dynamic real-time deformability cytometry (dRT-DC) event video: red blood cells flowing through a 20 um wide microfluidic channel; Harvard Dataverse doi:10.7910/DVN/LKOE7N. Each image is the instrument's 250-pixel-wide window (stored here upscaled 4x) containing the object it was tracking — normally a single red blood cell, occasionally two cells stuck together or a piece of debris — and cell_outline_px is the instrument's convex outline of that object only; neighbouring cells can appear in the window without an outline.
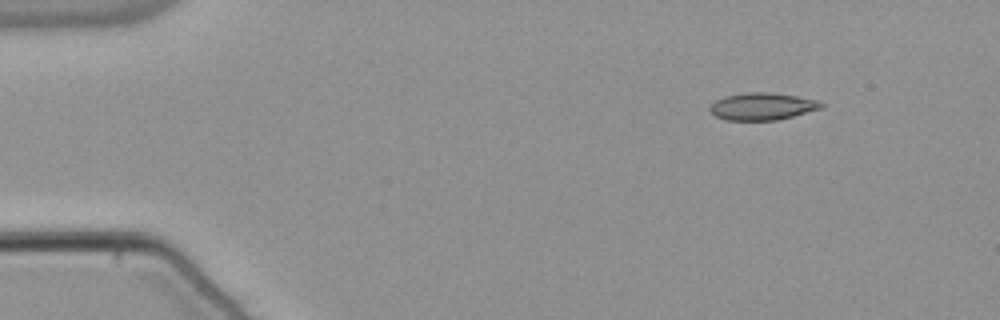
{"species": "common noctule bat (a hibernating species)", "species_latin": "Nyctalus noctula", "temperature_condition": "warm", "stored_images_in_passage": 48, "camera_frame_rate_fps": 3000, "um_per_image_px": 0.085, "animal": {"sex": "male", "body_mass_g": 21.5, "forearm_length_mm": 52.0}, "frame": {"image": 1, "passage_image": 1, "time_ms": 0.0, "image_size_px": [1000, 320], "cell_outline_px": [[824, 104], [820, 108], [792, 116], [776, 120], [728, 120], [716, 116], [708, 108], [716, 100], [724, 96], [748, 92], [768, 92], [796, 96], [820, 100]], "centroid_in_image_um": [64.79, 9.03], "position_along_channel_um": 20.2, "area_um2": 17.46}}
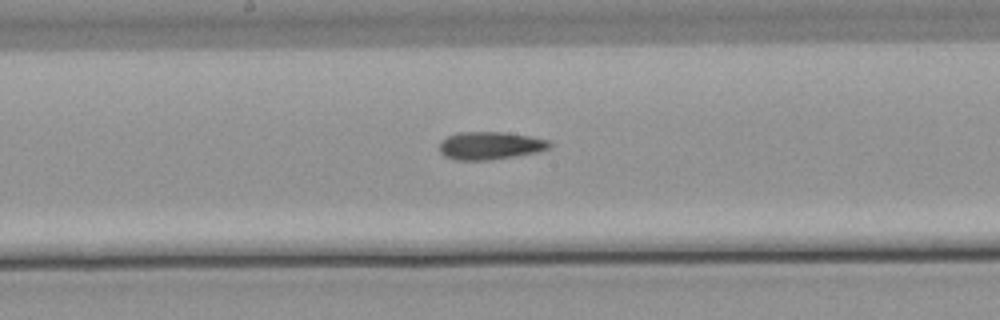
{"frame": {"image": 2, "passage_image": 23, "time_ms": 7.333, "image_size_px": [1000, 320], "cell_outline_px": [[552, 144], [548, 148], [536, 152], [516, 156], [492, 160], [456, 160], [444, 156], [440, 152], [440, 140], [456, 132], [504, 132], [528, 136], [548, 140]], "centroid_in_image_um": [41.62, 12.38], "position_along_channel_um": 206.6, "area_um2": 17.86}}
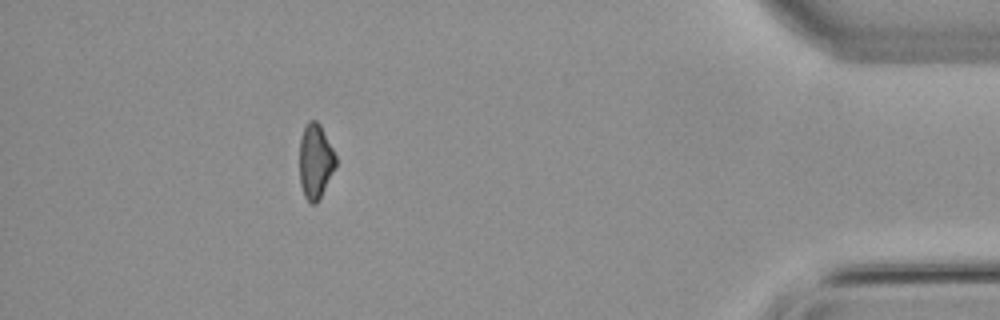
{"frame": {"image": 3, "passage_image": 43, "time_ms": 14.0, "image_size_px": [1000, 320], "cell_outline_px": [[336, 168], [320, 200], [316, 204], [312, 204], [304, 196], [300, 184], [300, 136], [308, 120], [316, 120], [320, 124], [336, 156]], "centroid_in_image_um": [26.82, 13.74], "position_along_channel_um": 408.4, "area_um2": 16.01}}